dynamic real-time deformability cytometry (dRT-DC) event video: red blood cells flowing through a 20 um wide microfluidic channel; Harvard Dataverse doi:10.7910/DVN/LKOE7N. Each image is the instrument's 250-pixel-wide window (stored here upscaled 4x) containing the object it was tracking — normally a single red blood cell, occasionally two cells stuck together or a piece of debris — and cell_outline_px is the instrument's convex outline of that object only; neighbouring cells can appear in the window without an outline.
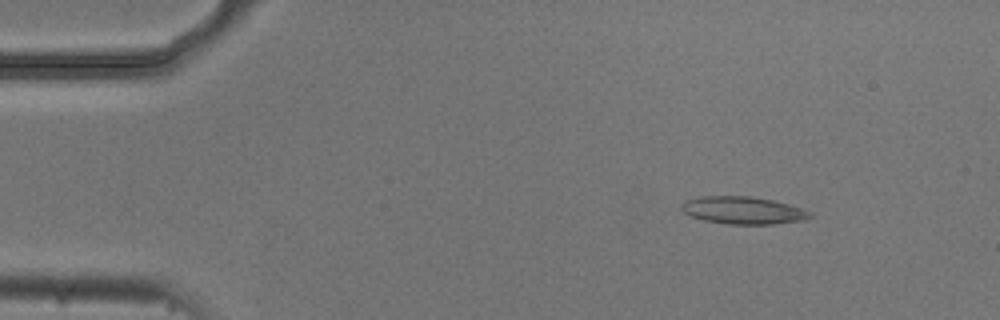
{"species": "common noctule bat (a hibernating species)", "species_latin": "Nyctalus noctula", "temperature_condition": "cold", "stored_images_in_passage": 7, "camera_frame_rate_fps": 3000, "um_per_image_px": 0.085, "animal": {"sex": "male", "body_mass_g": 20.5, "forearm_length_mm": 52.5}, "frame": {"image": 1, "passage_image": 2, "time_ms": 0.333, "image_size_px": [1000, 320], "cell_outline_px": [[812, 216], [804, 220], [772, 224], [728, 224], [704, 220], [692, 216], [684, 212], [680, 208], [680, 204], [684, 200], [700, 196], [748, 196], [772, 200], [804, 208], [812, 212]], "centroid_in_image_um": [63.16, 17.87], "position_along_channel_um": 21.8, "area_um2": 20.63}}
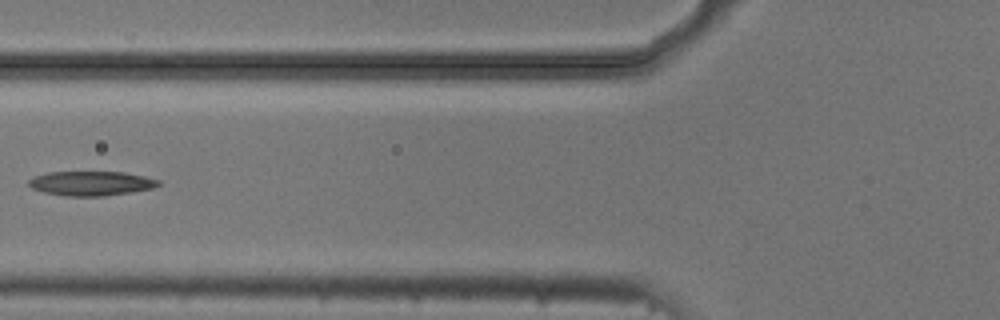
{"frame": {"image": 2, "passage_image": 6, "time_ms": 1.667, "image_size_px": [1000, 320], "cell_outline_px": [[160, 184], [152, 188], [132, 192], [104, 196], [64, 196], [44, 192], [32, 188], [28, 184], [28, 180], [32, 176], [48, 172], [124, 172], [144, 176], [160, 180]], "centroid_in_image_um": [7.72, 15.58], "position_along_channel_um": 118.1, "area_um2": 18.55}}
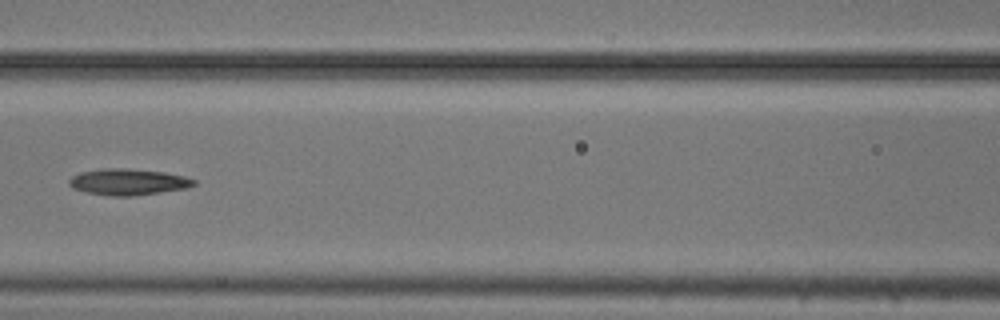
{"frame": {"image": 3, "passage_image": 7, "time_ms": 2.0, "image_size_px": [1000, 320], "cell_outline_px": [[196, 184], [188, 188], [132, 196], [112, 196], [88, 192], [72, 188], [68, 184], [68, 180], [72, 176], [80, 172], [104, 168], [124, 168], [164, 172], [184, 176], [196, 180]], "centroid_in_image_um": [10.89, 15.46], "position_along_channel_um": 155.7, "area_um2": 19.07}}